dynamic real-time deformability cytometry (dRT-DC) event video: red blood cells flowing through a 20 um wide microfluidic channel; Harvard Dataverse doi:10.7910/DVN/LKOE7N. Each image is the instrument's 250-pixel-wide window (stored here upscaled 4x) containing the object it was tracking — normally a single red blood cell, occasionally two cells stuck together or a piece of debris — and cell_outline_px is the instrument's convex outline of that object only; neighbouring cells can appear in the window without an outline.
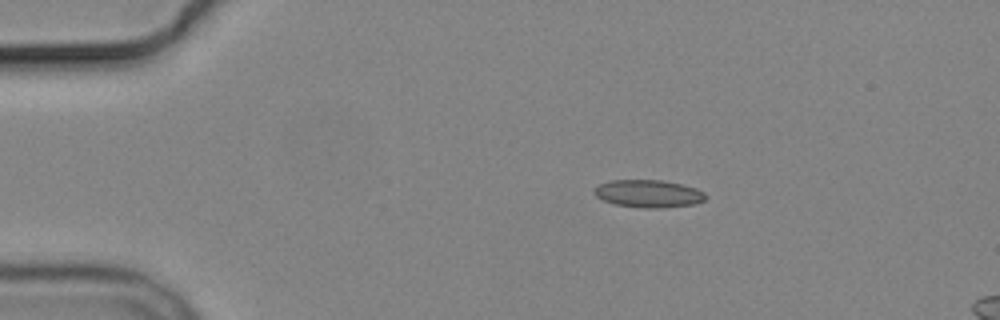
{"species": "common noctule bat (a hibernating species)", "species_latin": "Nyctalus noctula", "temperature_condition": "cold", "stored_images_in_passage": 4, "camera_frame_rate_fps": 3000, "um_per_image_px": 0.085, "animal": {"sex": "male", "body_mass_g": 19.2, "forearm_length_mm": 51.8}, "frame": {"image": 1, "passage_image": 1, "time_ms": 0.0, "image_size_px": [1000, 320], "cell_outline_px": [[708, 196], [704, 200], [696, 204], [660, 208], [644, 208], [616, 204], [604, 200], [596, 196], [592, 192], [600, 184], [612, 180], [664, 180], [684, 184], [696, 188], [704, 192]], "centroid_in_image_um": [55.17, 16.45], "position_along_channel_um": 29.8, "area_um2": 17.98}}
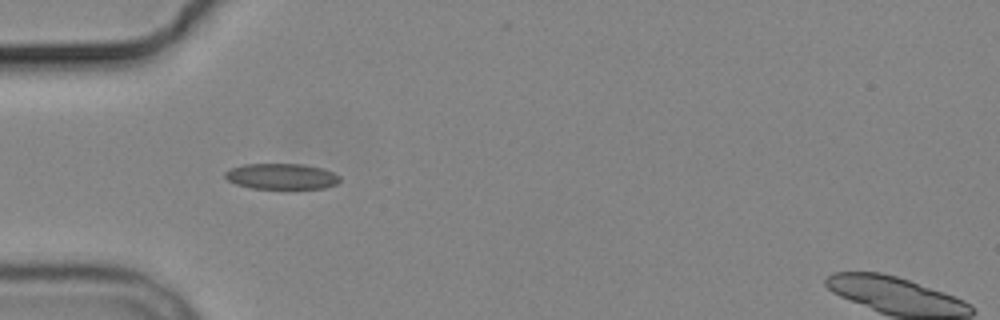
{"frame": {"image": 2, "passage_image": 3, "time_ms": 2.333, "image_size_px": [1000, 320], "cell_outline_px": [[340, 180], [336, 184], [324, 188], [252, 188], [236, 184], [228, 180], [224, 176], [224, 172], [232, 168], [244, 164], [304, 164], [324, 168], [340, 176]], "centroid_in_image_um": [23.94, 14.98], "position_along_channel_um": 61.1, "area_um2": 17.17}}
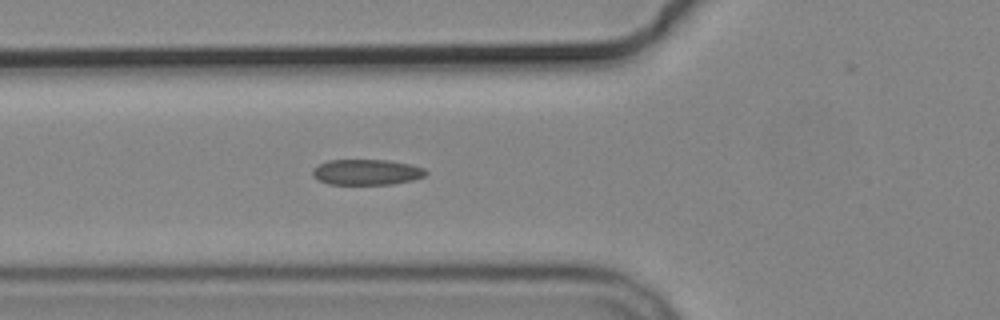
{"frame": {"image": 3, "passage_image": 4, "time_ms": 3.333, "image_size_px": [1000, 320], "cell_outline_px": [[428, 172], [424, 176], [412, 180], [392, 184], [328, 184], [312, 176], [312, 172], [320, 164], [328, 160], [388, 160], [408, 164], [424, 168]], "centroid_in_image_um": [31.17, 14.63], "position_along_channel_um": 94.6, "area_um2": 16.7}}